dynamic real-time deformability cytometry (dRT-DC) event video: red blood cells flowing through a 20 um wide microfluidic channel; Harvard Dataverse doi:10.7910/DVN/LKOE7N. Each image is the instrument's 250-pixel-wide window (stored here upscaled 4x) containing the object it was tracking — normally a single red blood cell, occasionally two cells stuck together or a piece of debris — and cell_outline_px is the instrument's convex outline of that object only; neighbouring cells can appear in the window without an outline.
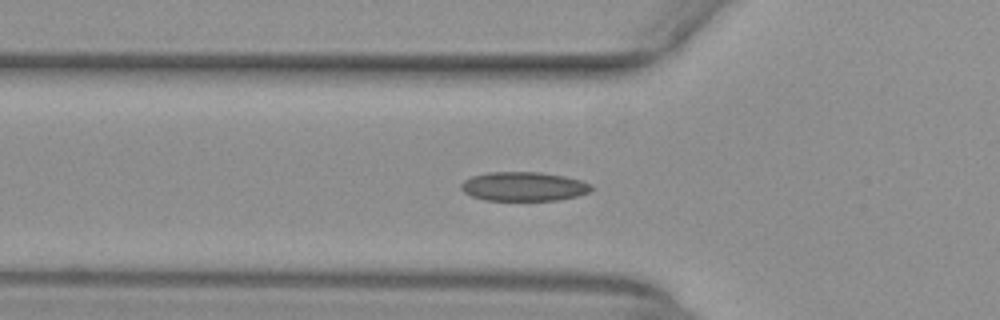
{"species": "common noctule bat (a hibernating species)", "species_latin": "Nyctalus noctula", "temperature_condition": "warm", "stored_images_in_passage": 37, "camera_frame_rate_fps": 3000, "um_per_image_px": 0.085, "animal": {"sex": "female", "body_mass_g": 29.2, "forearm_length_mm": 56.3}, "frame": {"image": 1, "passage_image": 2, "time_ms": 0.333, "image_size_px": [1000, 320], "cell_outline_px": [[592, 192], [576, 196], [556, 200], [484, 200], [472, 196], [464, 192], [460, 188], [460, 184], [464, 180], [472, 176], [488, 172], [540, 172], [564, 176], [580, 180], [592, 184]], "centroid_in_image_um": [44.51, 15.85], "position_along_channel_um": 81.3, "area_um2": 22.14}}
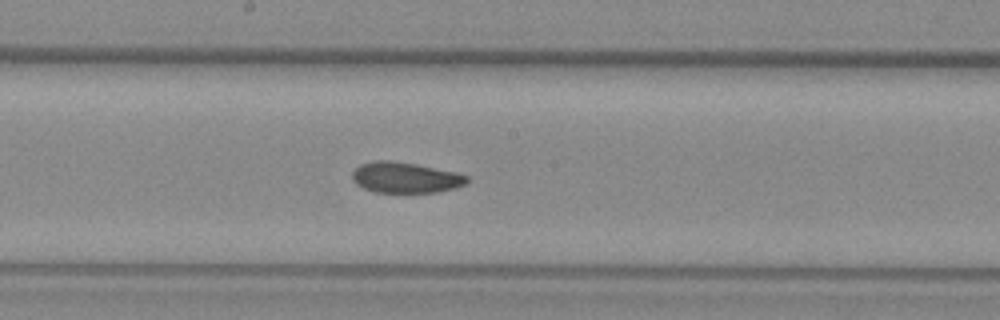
{"frame": {"image": 2, "passage_image": 12, "time_ms": 3.667, "image_size_px": [1000, 320], "cell_outline_px": [[468, 180], [464, 184], [456, 188], [436, 192], [376, 192], [364, 188], [356, 184], [352, 180], [352, 172], [360, 164], [372, 160], [388, 160], [416, 164], [456, 172], [468, 176]], "centroid_in_image_um": [34.43, 15.08], "position_along_channel_um": 213.8, "area_um2": 20.52}}
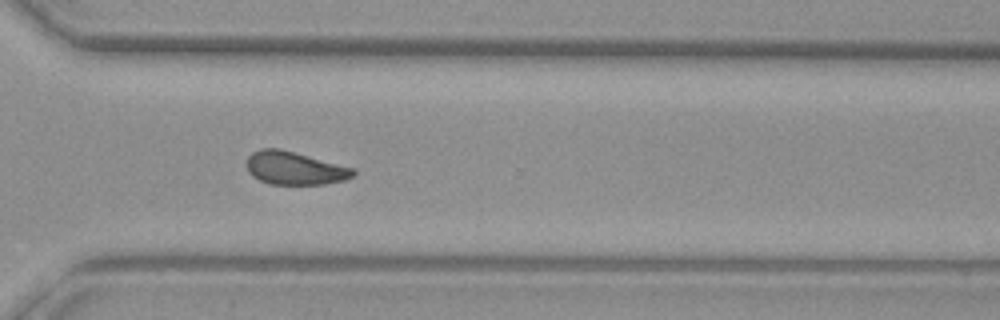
{"frame": {"image": 3, "passage_image": 22, "time_ms": 7.0, "image_size_px": [1000, 320], "cell_outline_px": [[356, 172], [352, 176], [344, 180], [324, 184], [268, 184], [252, 176], [248, 172], [248, 156], [252, 152], [260, 148], [280, 148], [356, 168]], "centroid_in_image_um": [25.06, 14.28], "position_along_channel_um": 345.5, "area_um2": 20.63}, "authors_computed_cell_mechanics": {"area_um2": 20.808, "velocity_mm_per_s": 3.958, "shape_relaxation_time_tau1_ms": 7.6419, "shape_relaxation_time_tau2_ms": 6.6743, "deformation_change_tau1": 0.1497, "deformation_change_tau2": 0.1034}}